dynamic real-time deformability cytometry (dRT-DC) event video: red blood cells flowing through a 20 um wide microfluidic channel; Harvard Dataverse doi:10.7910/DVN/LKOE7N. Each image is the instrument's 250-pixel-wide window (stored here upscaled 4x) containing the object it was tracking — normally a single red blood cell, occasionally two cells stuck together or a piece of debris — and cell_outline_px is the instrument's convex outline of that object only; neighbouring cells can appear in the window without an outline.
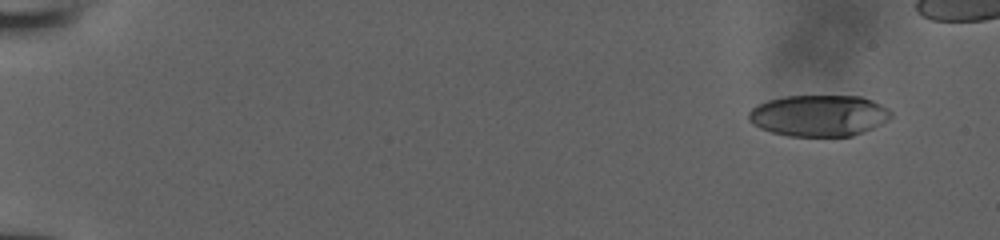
{"species": "human", "species_latin": "Homo sapiens", "temperature_condition": "room temperature", "stored_images_in_passage": 46, "camera_frame_rate_fps": 3000, "um_per_image_px": 0.085, "donor": {"sex": "male"}, "frame": {"image": 1, "passage_image": 1, "time_ms": 0.0, "image_size_px": [1000, 240], "cell_outline_px": [[892, 116], [888, 120], [864, 132], [852, 136], [788, 136], [772, 132], [760, 128], [752, 124], [748, 120], [748, 112], [756, 104], [768, 100], [784, 96], [860, 96], [872, 100], [888, 108], [892, 112]], "centroid_in_image_um": [69.59, 9.82], "position_along_channel_um": 15.4, "area_um2": 34.51}}
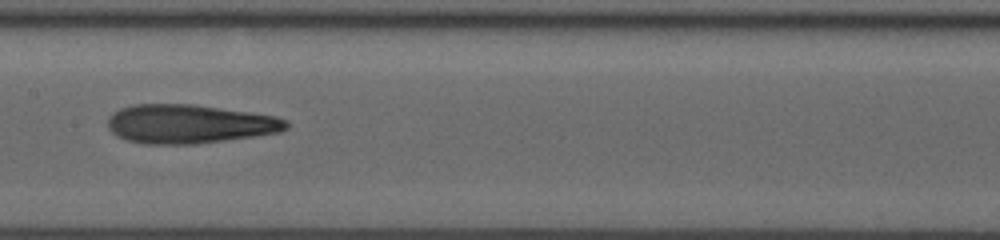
{"frame": {"image": 2, "passage_image": 25, "time_ms": 8.0, "image_size_px": [1000, 240], "cell_outline_px": [[288, 128], [280, 132], [196, 144], [144, 144], [124, 140], [116, 136], [108, 128], [108, 116], [112, 112], [120, 108], [132, 104], [192, 104], [276, 116], [284, 120], [288, 124]], "centroid_in_image_um": [16.02, 10.54], "position_along_channel_um": 191.4, "area_um2": 40.46}}
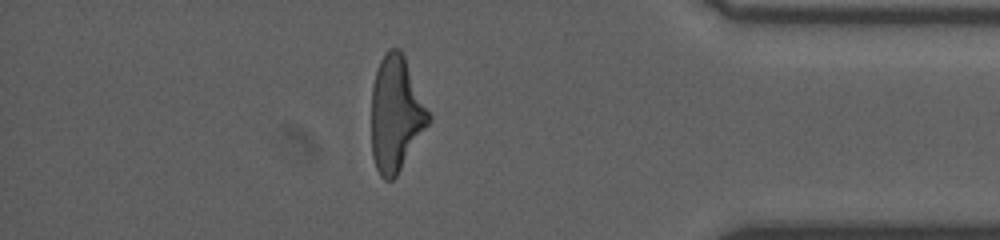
{"frame": {"image": 3, "passage_image": 42, "time_ms": 13.667, "image_size_px": [1000, 240], "cell_outline_px": [[432, 120], [396, 176], [392, 180], [384, 180], [380, 176], [376, 168], [372, 156], [372, 84], [376, 68], [384, 52], [388, 48], [400, 48], [404, 56], [432, 116]], "centroid_in_image_um": [33.66, 9.67], "position_along_channel_um": 401.5, "area_um2": 38.67}}